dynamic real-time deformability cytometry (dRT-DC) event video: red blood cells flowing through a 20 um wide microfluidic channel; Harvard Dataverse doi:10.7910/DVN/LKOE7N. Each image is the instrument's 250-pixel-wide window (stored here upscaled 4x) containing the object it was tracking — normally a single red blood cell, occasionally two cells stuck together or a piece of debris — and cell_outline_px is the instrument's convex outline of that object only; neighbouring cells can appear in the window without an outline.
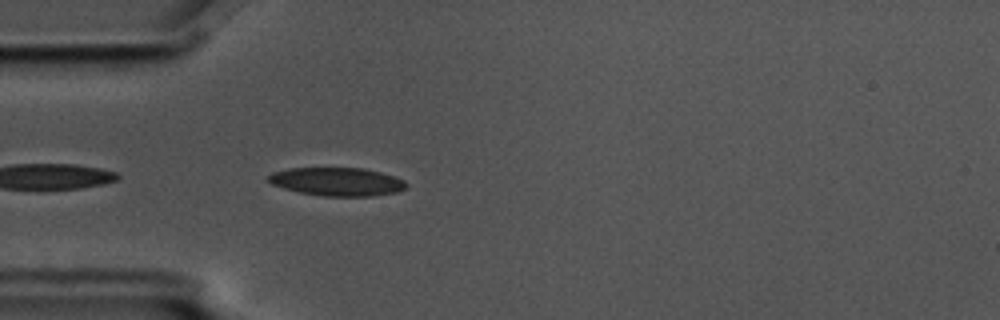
{"species": "common noctule bat (a hibernating species)", "species_latin": "Nyctalus noctula", "temperature_condition": "cold", "stored_images_in_passage": 7, "camera_frame_rate_fps": 3000, "um_per_image_px": 0.085, "animal": {"sex": "male", "body_mass_g": 17.5, "forearm_length_mm": 52.3}, "frame": {"image": 1, "passage_image": 2, "time_ms": 0.333, "image_size_px": [1000, 320], "cell_outline_px": [[408, 188], [396, 192], [372, 196], [324, 196], [300, 192], [284, 188], [272, 184], [264, 180], [272, 172], [288, 168], [364, 168], [380, 172], [404, 180], [408, 184]], "centroid_in_image_um": [28.64, 15.44], "position_along_channel_um": 56.4, "area_um2": 22.83}}